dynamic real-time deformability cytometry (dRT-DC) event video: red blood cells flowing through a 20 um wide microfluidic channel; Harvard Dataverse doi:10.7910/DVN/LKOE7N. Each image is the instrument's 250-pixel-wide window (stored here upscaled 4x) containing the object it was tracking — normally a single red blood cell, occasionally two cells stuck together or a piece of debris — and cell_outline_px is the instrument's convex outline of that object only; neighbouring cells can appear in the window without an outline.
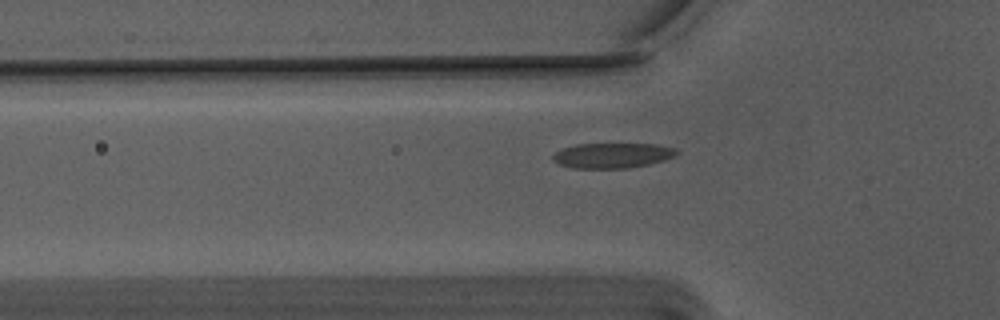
{"species": "Egyptian fruit bat (a non-hibernating species)", "species_latin": "Rousettus aegyptiacus", "temperature_condition": "warm", "stored_images_in_passage": 41, "camera_frame_rate_fps": 3000, "um_per_image_px": 0.085, "animal": {"sex": "male"}, "frame": {"image": 1, "passage_image": 8, "time_ms": 2.333, "image_size_px": [1000, 320], "cell_outline_px": [[680, 152], [676, 156], [664, 160], [648, 164], [628, 168], [572, 168], [560, 164], [552, 160], [552, 156], [556, 152], [564, 148], [576, 144], [656, 144], [676, 148]], "centroid_in_image_um": [52.09, 13.21], "position_along_channel_um": 73.7, "area_um2": 18.15}}
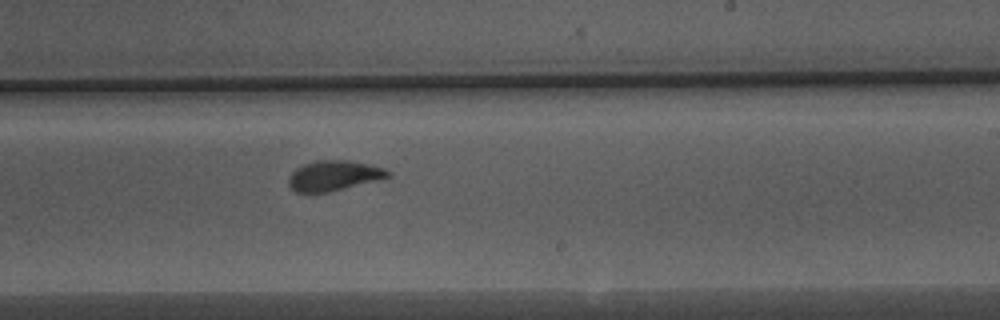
{"frame": {"image": 2, "passage_image": 23, "time_ms": 7.333, "image_size_px": [1000, 320], "cell_outline_px": [[392, 176], [380, 180], [328, 192], [296, 192], [288, 184], [288, 176], [296, 168], [304, 164], [316, 160], [348, 160], [368, 164], [384, 168], [392, 172]], "centroid_in_image_um": [28.4, 14.92], "position_along_channel_um": 260.6, "area_um2": 17.57}}
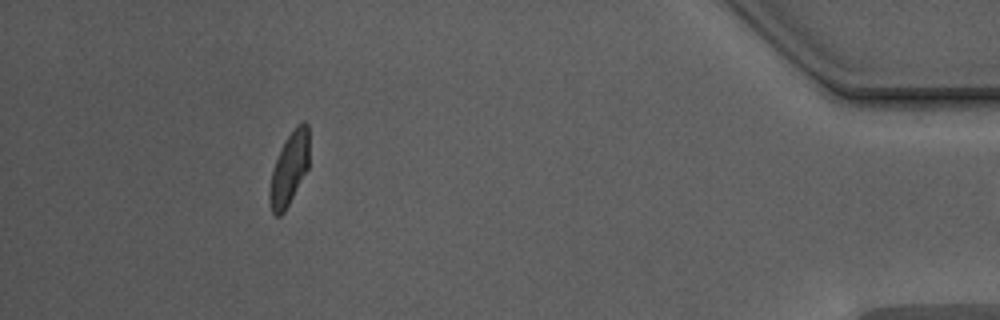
{"frame": {"image": 3, "passage_image": 40, "time_ms": 13.0, "image_size_px": [1000, 320], "cell_outline_px": [[308, 168], [284, 212], [280, 216], [276, 216], [272, 212], [268, 196], [272, 172], [280, 148], [296, 124], [304, 120], [308, 124]], "centroid_in_image_um": [24.58, 14.32], "position_along_channel_um": 410.6, "area_um2": 16.59}}